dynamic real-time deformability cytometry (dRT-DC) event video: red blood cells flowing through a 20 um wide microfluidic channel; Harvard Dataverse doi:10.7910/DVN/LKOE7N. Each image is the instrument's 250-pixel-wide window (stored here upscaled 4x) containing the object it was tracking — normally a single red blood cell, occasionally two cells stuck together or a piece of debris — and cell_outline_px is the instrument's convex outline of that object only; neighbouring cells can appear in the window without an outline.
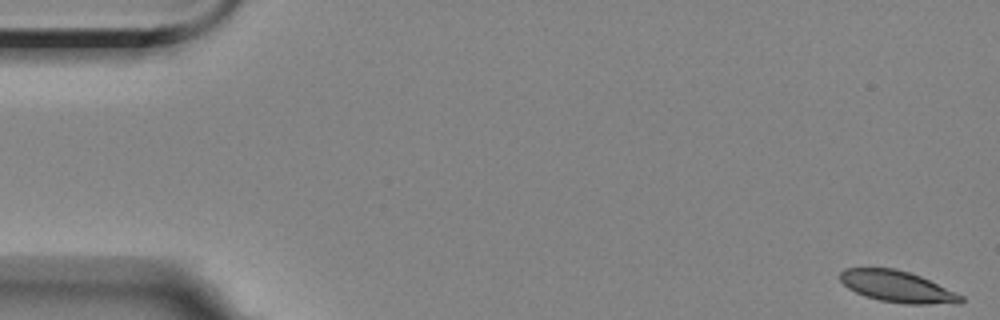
{"species": "Egyptian fruit bat (a non-hibernating species)", "species_latin": "Rousettus aegyptiacus", "temperature_condition": "room temperature", "stored_images_in_passage": 6, "camera_frame_rate_fps": 3000, "um_per_image_px": 0.085, "animal": {"sex": "female"}, "frame": {"image": 1, "passage_image": 1, "time_ms": 0.0, "image_size_px": [1000, 320], "cell_outline_px": [[964, 300], [960, 304], [904, 304], [880, 300], [864, 296], [848, 288], [840, 280], [840, 272], [844, 268], [892, 268], [908, 272], [920, 276], [956, 292], [964, 296]], "centroid_in_image_um": [76.29, 24.37], "position_along_channel_um": 8.7, "area_um2": 22.14}}